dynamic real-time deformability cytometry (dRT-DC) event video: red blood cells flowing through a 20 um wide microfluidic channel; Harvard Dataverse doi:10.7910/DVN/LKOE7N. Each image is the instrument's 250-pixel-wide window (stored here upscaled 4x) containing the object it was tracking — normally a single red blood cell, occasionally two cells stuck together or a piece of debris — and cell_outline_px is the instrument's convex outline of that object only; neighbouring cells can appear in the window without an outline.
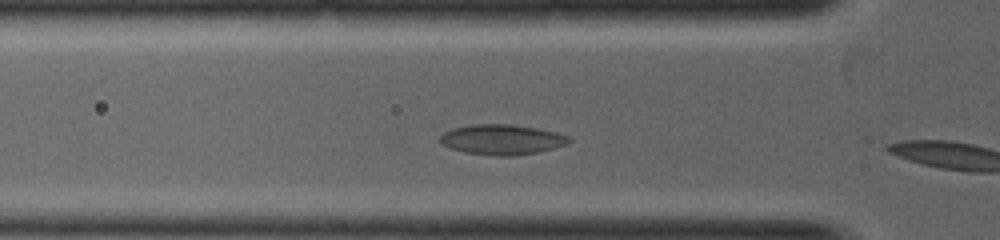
{"species": "common noctule bat (a hibernating species)", "species_latin": "Nyctalus noctula", "temperature_condition": "warm", "stored_images_in_passage": 5, "camera_frame_rate_fps": 5000, "um_per_image_px": 0.085, "animal": {"sex": "female", "body_mass_g": 19.0, "forearm_length_mm": 53.3}, "frame": {"image": 1, "passage_image": 4, "time_ms": 0.6, "image_size_px": [1000, 240], "cell_outline_px": [[572, 140], [564, 144], [552, 148], [536, 152], [512, 156], [492, 156], [464, 152], [440, 144], [440, 136], [444, 132], [452, 128], [472, 124], [512, 124], [536, 128], [556, 132], [568, 136]], "centroid_in_image_um": [42.61, 11.86], "position_along_channel_um": 83.2, "area_um2": 22.6}}